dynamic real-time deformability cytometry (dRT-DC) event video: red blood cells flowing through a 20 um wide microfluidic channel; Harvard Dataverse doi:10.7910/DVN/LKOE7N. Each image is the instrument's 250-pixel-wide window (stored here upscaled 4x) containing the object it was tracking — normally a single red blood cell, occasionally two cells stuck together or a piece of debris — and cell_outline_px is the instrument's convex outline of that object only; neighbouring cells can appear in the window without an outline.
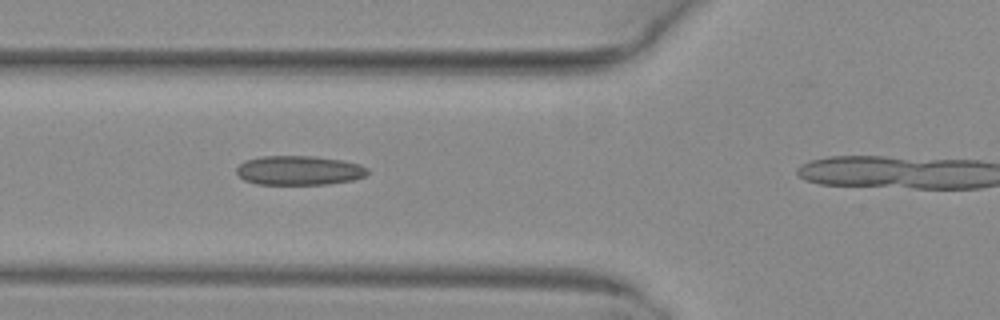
{"species": "common noctule bat (a hibernating species)", "species_latin": "Nyctalus noctula", "temperature_condition": "warm", "stored_images_in_passage": 4, "camera_frame_rate_fps": 3000, "um_per_image_px": 0.085, "animal": {"sex": "female", "body_mass_g": 29.2, "forearm_length_mm": 56.3}, "frame": {"image": 1, "passage_image": 3, "time_ms": 0.667, "image_size_px": [1000, 320], "cell_outline_px": [[368, 172], [364, 176], [352, 180], [328, 184], [256, 184], [244, 180], [236, 172], [236, 168], [244, 160], [260, 156], [312, 156], [340, 160], [360, 164], [368, 168]], "centroid_in_image_um": [25.39, 14.48], "position_along_channel_um": 100.4, "area_um2": 22.37}}